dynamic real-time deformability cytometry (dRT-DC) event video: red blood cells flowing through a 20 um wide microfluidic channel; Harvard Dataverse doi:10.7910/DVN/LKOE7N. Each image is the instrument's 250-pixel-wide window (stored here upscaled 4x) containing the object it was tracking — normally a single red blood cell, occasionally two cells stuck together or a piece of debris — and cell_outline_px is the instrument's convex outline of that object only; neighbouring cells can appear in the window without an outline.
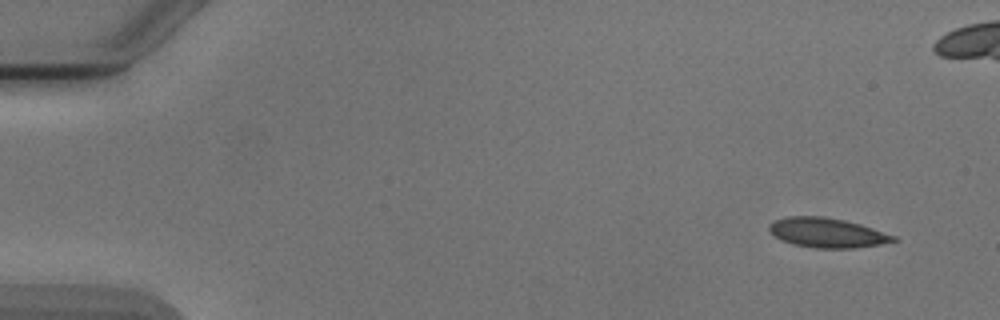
{"species": "Egyptian fruit bat (a non-hibernating species)", "species_latin": "Rousettus aegyptiacus", "temperature_condition": "cold", "stored_images_in_passage": 4, "camera_frame_rate_fps": 3000, "um_per_image_px": 0.085, "animal": {"sex": "male"}, "frame": {"image": 1, "passage_image": 1, "time_ms": 0.0, "image_size_px": [1000, 320], "cell_outline_px": [[900, 240], [880, 244], [856, 248], [812, 248], [792, 244], [780, 240], [768, 232], [768, 224], [772, 220], [788, 216], [824, 216], [844, 220], [860, 224], [896, 236]], "centroid_in_image_um": [70.25, 19.78], "position_along_channel_um": 14.8, "area_um2": 21.79}}